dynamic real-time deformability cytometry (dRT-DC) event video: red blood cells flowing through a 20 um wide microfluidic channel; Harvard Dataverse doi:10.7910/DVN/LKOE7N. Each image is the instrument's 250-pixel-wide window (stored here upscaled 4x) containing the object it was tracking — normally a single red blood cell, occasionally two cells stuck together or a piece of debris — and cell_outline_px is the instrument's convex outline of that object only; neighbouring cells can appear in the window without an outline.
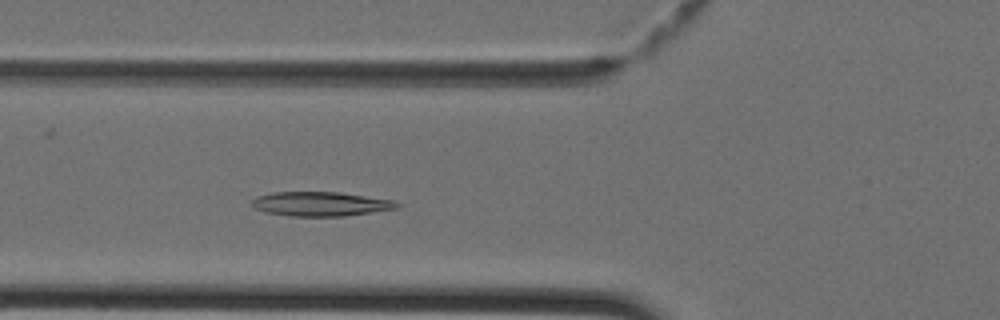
{"species": "Egyptian fruit bat (a non-hibernating species)", "species_latin": "Rousettus aegyptiacus", "temperature_condition": "cold", "stored_images_in_passage": 40, "camera_frame_rate_fps": 3000, "um_per_image_px": 0.085, "animal": {"sex": "female"}, "frame": {"image": 1, "passage_image": 12, "time_ms": 3.667, "image_size_px": [1000, 320], "cell_outline_px": [[400, 204], [396, 208], [372, 212], [344, 216], [288, 216], [268, 212], [256, 208], [252, 204], [252, 200], [256, 196], [272, 192], [340, 192], [392, 200]], "centroid_in_image_um": [27.23, 17.33], "position_along_channel_um": 98.6, "area_um2": 20.35}}
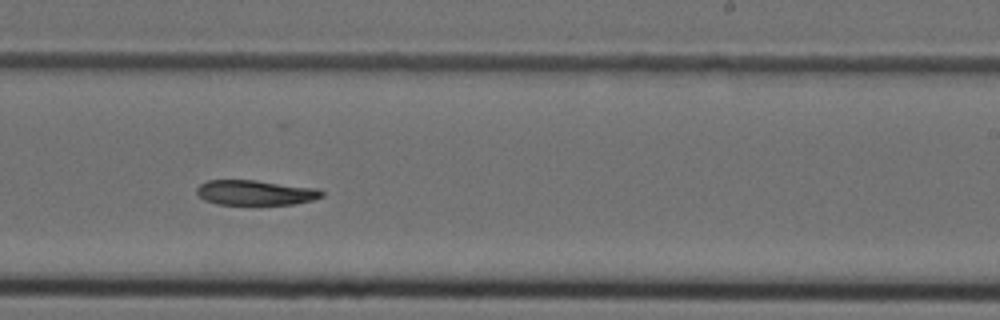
{"frame": {"image": 2, "passage_image": 23, "time_ms": 7.333, "image_size_px": [1000, 320], "cell_outline_px": [[324, 196], [312, 200], [292, 204], [216, 204], [204, 200], [196, 192], [196, 188], [200, 184], [208, 180], [256, 180], [320, 188], [324, 192]], "centroid_in_image_um": [21.74, 16.36], "position_along_channel_um": 267.3, "area_um2": 18.32}}
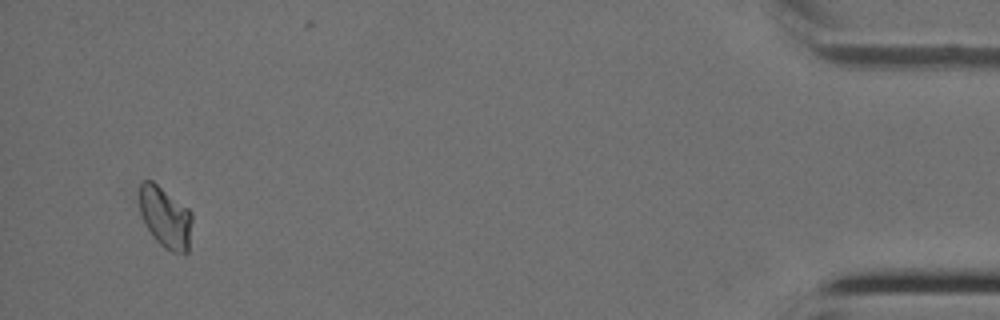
{"frame": {"image": 3, "passage_image": 38, "time_ms": 12.333, "image_size_px": [1000, 320], "cell_outline_px": [[192, 220], [188, 252], [184, 256], [172, 252], [164, 248], [152, 236], [144, 224], [140, 212], [140, 184], [144, 180], [152, 180], [188, 208], [192, 212]], "centroid_in_image_um": [14.07, 18.51], "position_along_channel_um": 421.1, "area_um2": 19.02}}